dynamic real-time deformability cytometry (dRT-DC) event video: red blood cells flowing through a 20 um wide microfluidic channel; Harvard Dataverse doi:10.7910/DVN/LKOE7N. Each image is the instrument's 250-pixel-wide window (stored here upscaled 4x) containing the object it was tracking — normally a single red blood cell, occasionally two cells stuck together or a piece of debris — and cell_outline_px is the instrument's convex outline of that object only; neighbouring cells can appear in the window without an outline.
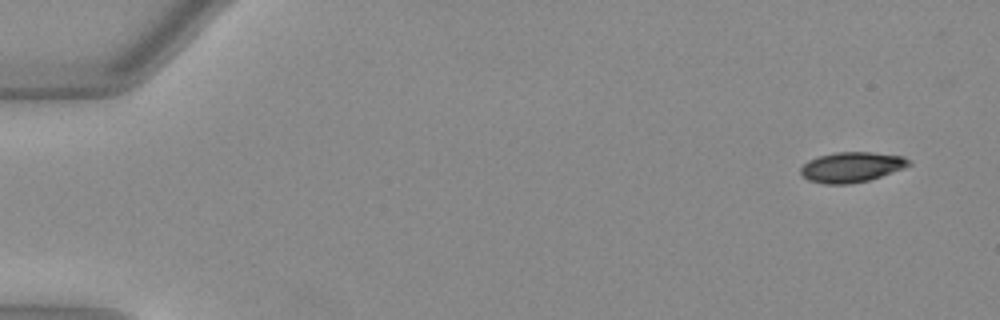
{"species": "Egyptian fruit bat (a non-hibernating species)", "species_latin": "Rousettus aegyptiacus", "temperature_condition": "warm", "stored_images_in_passage": 49, "camera_frame_rate_fps": 3000, "um_per_image_px": 0.085, "animal": {"sex": "female"}, "frame": {"image": 1, "passage_image": 1, "time_ms": 0.0, "image_size_px": [1000, 320], "cell_outline_px": [[912, 164], [880, 176], [868, 180], [848, 184], [824, 184], [808, 180], [800, 172], [800, 168], [808, 160], [820, 156], [836, 152], [872, 152], [904, 156]], "centroid_in_image_um": [72.35, 14.2], "position_along_channel_um": 12.6, "area_um2": 18.79}}
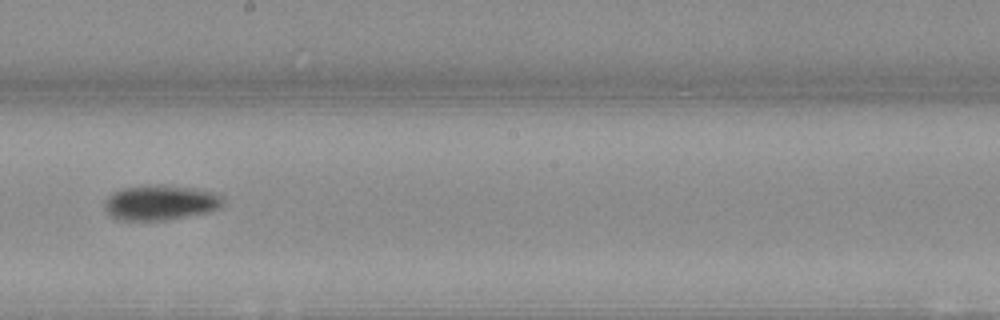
{"frame": {"image": 2, "passage_image": 28, "time_ms": 9.0, "image_size_px": [1000, 320], "cell_outline_px": [[220, 204], [216, 208], [208, 212], [164, 220], [120, 220], [112, 216], [104, 208], [108, 200], [116, 192], [124, 188], [148, 184], [192, 188], [212, 192], [220, 196]], "centroid_in_image_um": [13.61, 17.22], "position_along_channel_um": 234.6, "area_um2": 23.29}}
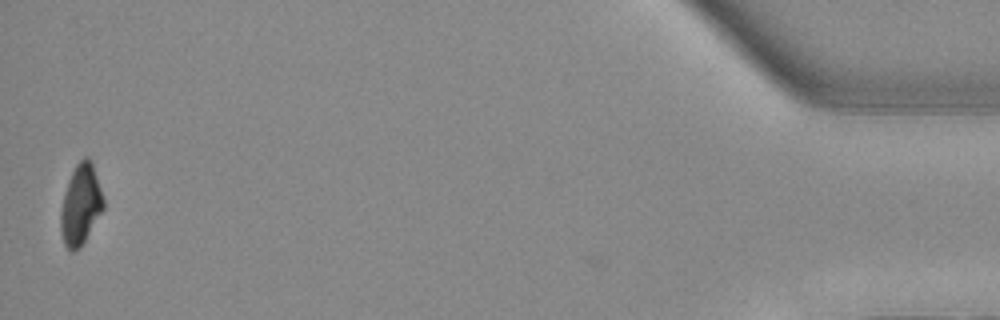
{"frame": {"image": 3, "passage_image": 49, "time_ms": 16.0, "image_size_px": [1000, 320], "cell_outline_px": [[104, 208], [84, 240], [72, 252], [64, 244], [60, 228], [60, 212], [68, 180], [76, 164], [84, 156], [88, 156], [92, 164], [104, 200]], "centroid_in_image_um": [6.84, 17.36], "position_along_channel_um": 428.4, "area_um2": 19.42}, "authors_computed_cell_mechanics": {"area_um2": 20.5768, "velocity_mm_per_s": 4.0179, "shape_relaxation_time_tau1_ms": 4.5603, "shape_relaxation_time_tau2_ms": null, "deformation_change_tau1": 0.1581, "deformation_change_tau2": null}}